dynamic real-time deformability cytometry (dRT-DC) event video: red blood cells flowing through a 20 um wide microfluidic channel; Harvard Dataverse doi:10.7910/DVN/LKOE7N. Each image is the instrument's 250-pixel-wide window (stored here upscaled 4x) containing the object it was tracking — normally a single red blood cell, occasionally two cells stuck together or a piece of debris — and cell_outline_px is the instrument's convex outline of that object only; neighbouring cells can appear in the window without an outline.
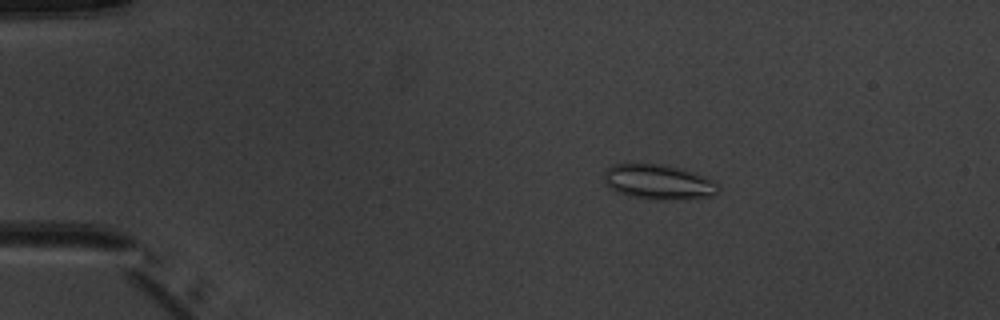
{"species": "common noctule bat (a hibernating species)", "species_latin": "Nyctalus noctula", "temperature_condition": "warm", "stored_images_in_passage": 8, "camera_frame_rate_fps": 3000, "um_per_image_px": 0.085, "animal": {"sex": "male", "body_mass_g": 20.1, "forearm_length_mm": 53.5}, "frame": {"image": 1, "passage_image": 2, "time_ms": 1.333, "image_size_px": [1000, 320], "cell_outline_px": [[720, 188], [712, 196], [688, 200], [656, 200], [628, 196], [616, 192], [608, 188], [604, 184], [604, 172], [612, 164], [664, 164], [680, 168], [704, 176], [712, 180]], "centroid_in_image_um": [55.94, 15.49], "position_along_channel_um": 29.1, "area_um2": 23.64}}
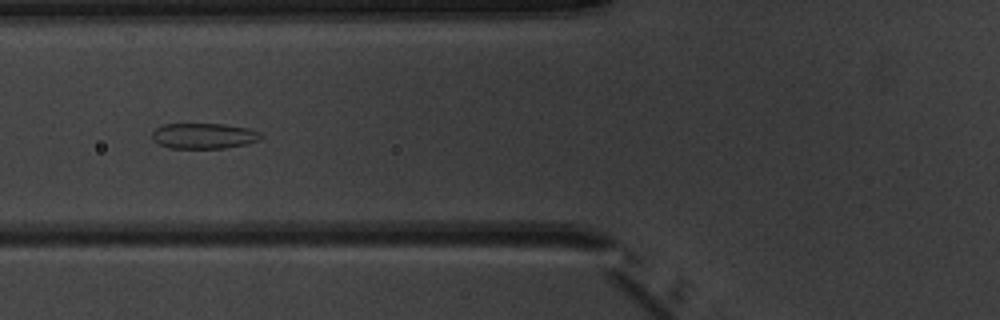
{"frame": {"image": 2, "passage_image": 5, "time_ms": 5.0, "image_size_px": [1000, 320], "cell_outline_px": [[264, 136], [260, 140], [244, 144], [224, 148], [168, 148], [152, 140], [152, 132], [156, 128], [164, 124], [224, 124], [248, 128], [260, 132]], "centroid_in_image_um": [17.33, 11.55], "position_along_channel_um": 108.5, "area_um2": 16.24}}
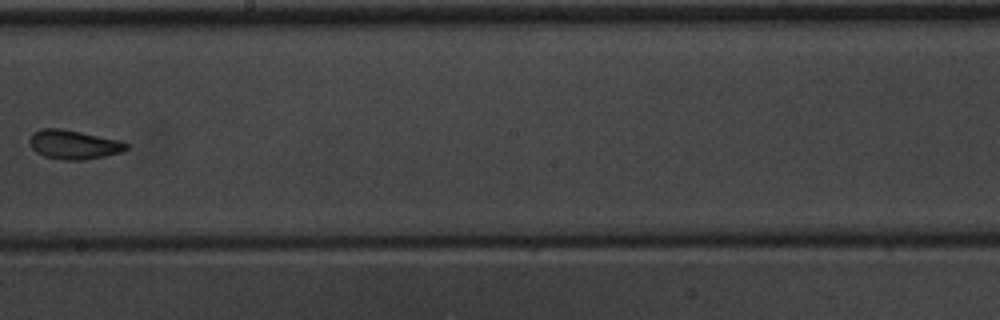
{"frame": {"image": 3, "passage_image": 8, "time_ms": 8.333, "image_size_px": [1000, 320], "cell_outline_px": [[128, 148], [120, 152], [104, 156], [84, 160], [60, 160], [44, 156], [36, 152], [32, 148], [28, 140], [32, 132], [40, 128], [60, 128], [120, 140], [128, 144]], "centroid_in_image_um": [6.22, 12.28], "position_along_channel_um": 242.0, "area_um2": 16.47}}